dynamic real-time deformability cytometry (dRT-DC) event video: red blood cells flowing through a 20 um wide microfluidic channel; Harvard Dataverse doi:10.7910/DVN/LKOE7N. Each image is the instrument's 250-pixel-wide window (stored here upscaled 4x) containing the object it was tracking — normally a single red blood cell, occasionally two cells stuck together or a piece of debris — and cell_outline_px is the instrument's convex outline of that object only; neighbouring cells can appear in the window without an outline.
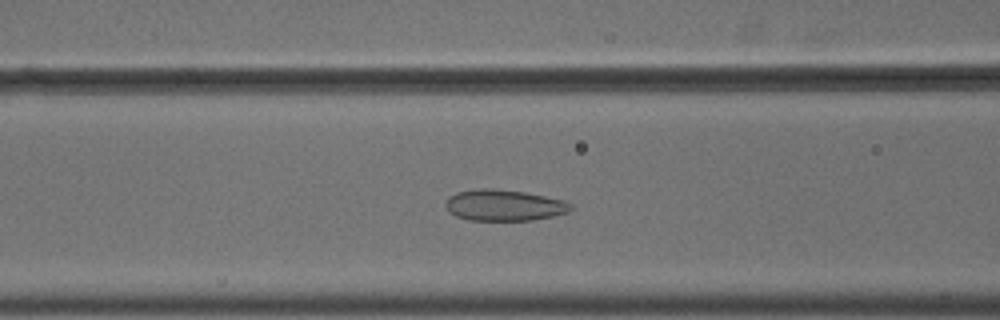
{"species": "common noctule bat (a hibernating species)", "species_latin": "Nyctalus noctula", "temperature_condition": "cold", "stored_images_in_passage": 52, "camera_frame_rate_fps": 3000, "um_per_image_px": 0.085, "animal": {"sex": "male", "body_mass_g": 18.8}, "frame": {"image": 1, "passage_image": 20, "time_ms": 6.333, "image_size_px": [1000, 320], "cell_outline_px": [[572, 208], [568, 212], [552, 216], [532, 220], [468, 220], [456, 216], [448, 212], [444, 204], [448, 196], [456, 192], [480, 188], [492, 188], [524, 192], [564, 200], [572, 204]], "centroid_in_image_um": [42.8, 17.44], "position_along_channel_um": 123.8, "area_um2": 22.83}}
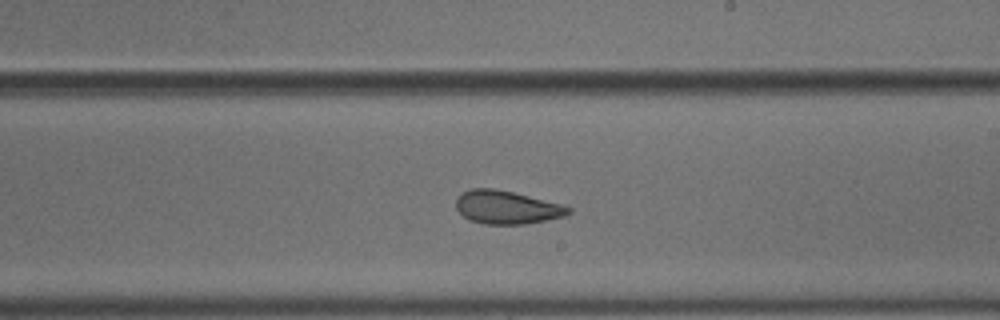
{"frame": {"image": 2, "passage_image": 30, "time_ms": 9.667, "image_size_px": [1000, 320], "cell_outline_px": [[572, 212], [564, 216], [524, 224], [484, 224], [472, 220], [464, 216], [456, 208], [456, 196], [472, 188], [492, 188], [512, 192], [564, 204], [572, 208]], "centroid_in_image_um": [43.09, 17.61], "position_along_channel_um": 245.9, "area_um2": 21.68}}
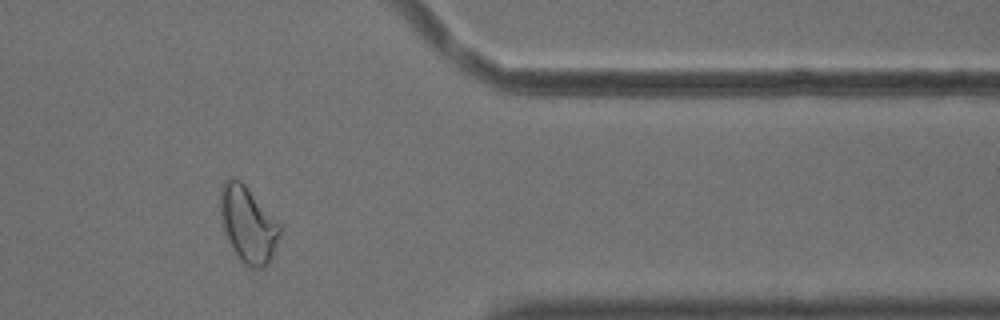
{"frame": {"image": 3, "passage_image": 43, "time_ms": 14.0, "image_size_px": [1000, 320], "cell_outline_px": [[280, 232], [272, 256], [268, 264], [264, 268], [248, 268], [236, 256], [224, 232], [220, 212], [220, 192], [224, 180], [228, 176], [240, 180], [244, 184], [280, 224]], "centroid_in_image_um": [21.05, 19.09], "position_along_channel_um": 390.3, "area_um2": 26.3}, "authors_computed_cell_mechanics": {"area_um2": 25.2586, "velocity_mm_per_s": 3.6599, "shape_relaxation_time_tau1_ms": null, "shape_relaxation_time_tau2_ms": 2.1205, "deformation_change_tau1": null, "deformation_change_tau2": 0.0779}}